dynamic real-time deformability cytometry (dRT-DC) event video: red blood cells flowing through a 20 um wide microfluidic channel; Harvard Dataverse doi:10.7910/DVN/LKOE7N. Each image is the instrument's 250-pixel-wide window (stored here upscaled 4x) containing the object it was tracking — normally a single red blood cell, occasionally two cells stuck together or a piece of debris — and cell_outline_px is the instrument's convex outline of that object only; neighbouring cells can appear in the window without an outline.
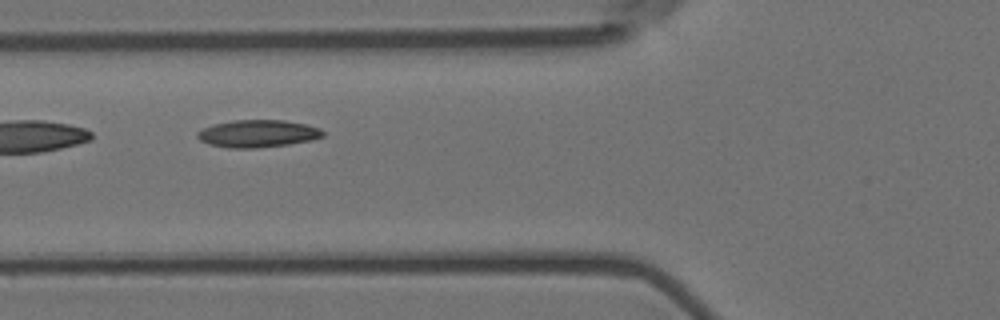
{"species": "Egyptian fruit bat (a non-hibernating species)", "species_latin": "Rousettus aegyptiacus", "temperature_condition": "room temperature", "stored_images_in_passage": 6, "camera_frame_rate_fps": 3000, "um_per_image_px": 0.085, "animal": {"sex": "female"}, "frame": {"image": 1, "passage_image": 5, "time_ms": 1.333, "image_size_px": [1000, 320], "cell_outline_px": [[324, 136], [312, 140], [288, 144], [256, 148], [228, 148], [212, 144], [200, 140], [196, 136], [196, 132], [212, 124], [232, 120], [284, 120], [304, 124], [320, 128], [324, 132]], "centroid_in_image_um": [21.91, 11.35], "position_along_channel_um": 103.9, "area_um2": 20.0}}